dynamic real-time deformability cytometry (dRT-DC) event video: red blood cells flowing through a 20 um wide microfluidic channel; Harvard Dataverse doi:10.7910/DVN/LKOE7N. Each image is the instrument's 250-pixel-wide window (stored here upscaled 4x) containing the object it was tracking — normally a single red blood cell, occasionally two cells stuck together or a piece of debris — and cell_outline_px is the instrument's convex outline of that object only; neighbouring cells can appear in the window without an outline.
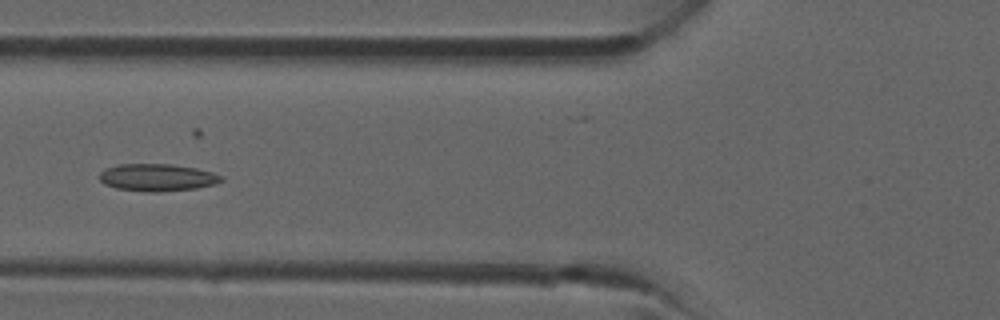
{"species": "common noctule bat (a hibernating species)", "species_latin": "Nyctalus noctula", "temperature_condition": "room temperature", "stored_images_in_passage": 39, "camera_frame_rate_fps": 3000, "um_per_image_px": 0.085, "animal": {"sex": "male", "forearm_length_mm": 52.5}, "frame": {"image": 1, "passage_image": 14, "time_ms": 4.333, "image_size_px": [1000, 320], "cell_outline_px": [[224, 180], [216, 184], [196, 188], [156, 192], [148, 192], [116, 188], [104, 184], [100, 180], [100, 172], [104, 168], [120, 164], [172, 164], [196, 168], [212, 172], [224, 176]], "centroid_in_image_um": [13.38, 15.08], "position_along_channel_um": 112.4, "area_um2": 19.48}}
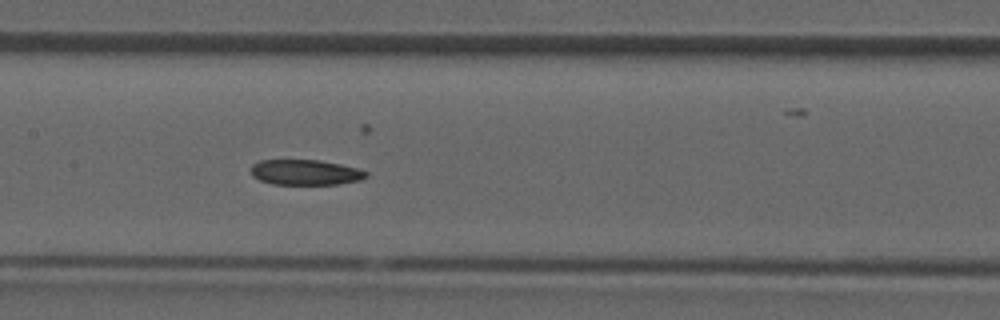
{"frame": {"image": 2, "passage_image": 18, "time_ms": 5.667, "image_size_px": [1000, 320], "cell_outline_px": [[368, 176], [360, 180], [336, 184], [272, 184], [260, 180], [252, 176], [252, 164], [260, 160], [320, 160], [340, 164], [356, 168], [368, 172]], "centroid_in_image_um": [25.95, 14.64], "position_along_channel_um": 181.4, "area_um2": 16.94}}
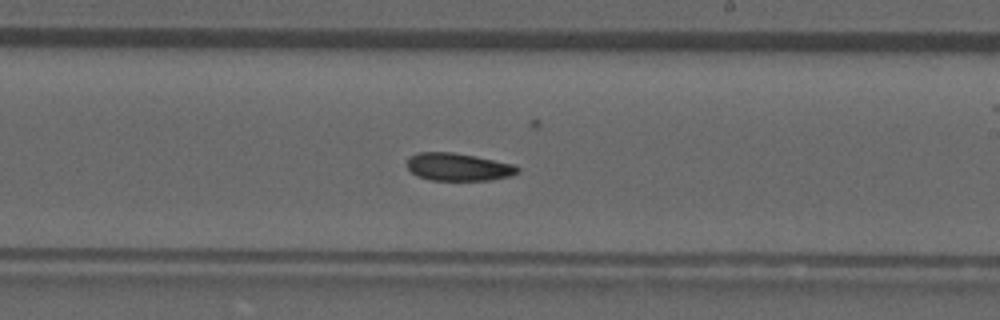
{"frame": {"image": 3, "passage_image": 22, "time_ms": 7.0, "image_size_px": [1000, 320], "cell_outline_px": [[520, 172], [508, 176], [492, 180], [432, 180], [416, 176], [408, 168], [408, 156], [416, 152], [452, 152], [476, 156], [516, 164], [520, 168]], "centroid_in_image_um": [38.97, 14.18], "position_along_channel_um": 250.0, "area_um2": 18.03}}